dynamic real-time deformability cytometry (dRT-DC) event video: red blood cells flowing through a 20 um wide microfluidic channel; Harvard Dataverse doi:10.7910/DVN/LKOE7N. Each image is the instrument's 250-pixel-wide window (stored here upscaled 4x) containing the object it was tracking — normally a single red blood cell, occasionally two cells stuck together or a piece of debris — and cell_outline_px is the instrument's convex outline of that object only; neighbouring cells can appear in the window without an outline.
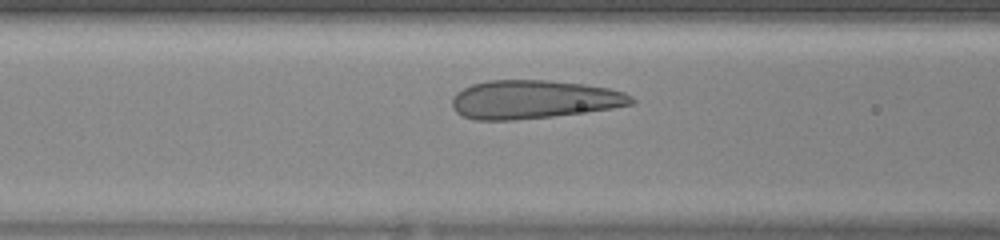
{"species": "human", "species_latin": "Homo sapiens", "temperature_condition": "warm", "stored_images_in_passage": 29, "camera_frame_rate_fps": 3000, "um_per_image_px": 0.085, "donor": {"sex": "female"}, "frame": {"image": 1, "passage_image": 10, "time_ms": 3.0, "image_size_px": [1000, 240], "cell_outline_px": [[636, 100], [632, 104], [612, 108], [552, 116], [516, 120], [476, 120], [464, 116], [456, 112], [452, 108], [452, 96], [456, 92], [472, 84], [488, 80], [548, 80], [584, 84], [608, 88], [624, 92], [632, 96]], "centroid_in_image_um": [45.34, 8.45], "position_along_channel_um": 121.3, "area_um2": 40.23}}
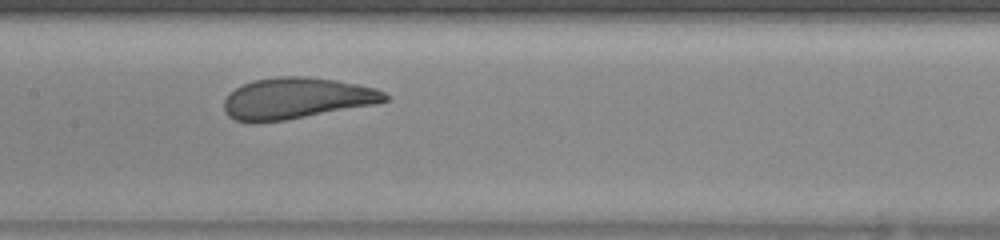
{"frame": {"image": 2, "passage_image": 14, "time_ms": 4.333, "image_size_px": [1000, 240], "cell_outline_px": [[388, 100], [376, 104], [284, 120], [256, 124], [252, 124], [236, 120], [228, 116], [224, 112], [224, 100], [236, 88], [252, 80], [276, 76], [304, 76], [336, 80], [376, 88], [384, 92], [388, 96]], "centroid_in_image_um": [25.17, 8.36], "position_along_channel_um": 182.2, "area_um2": 38.78}}
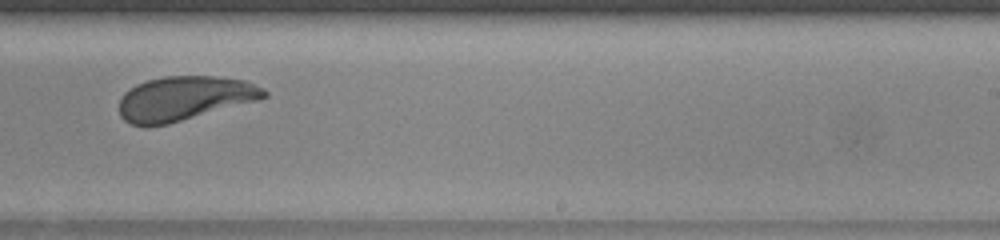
{"frame": {"image": 3, "passage_image": 20, "time_ms": 6.333, "image_size_px": [1000, 240], "cell_outline_px": [[268, 96], [260, 100], [168, 124], [132, 124], [124, 120], [120, 116], [120, 100], [124, 92], [136, 84], [148, 80], [164, 76], [216, 76], [244, 80], [264, 88], [268, 92]], "centroid_in_image_um": [15.72, 8.34], "position_along_channel_um": 273.3, "area_um2": 37.22}}